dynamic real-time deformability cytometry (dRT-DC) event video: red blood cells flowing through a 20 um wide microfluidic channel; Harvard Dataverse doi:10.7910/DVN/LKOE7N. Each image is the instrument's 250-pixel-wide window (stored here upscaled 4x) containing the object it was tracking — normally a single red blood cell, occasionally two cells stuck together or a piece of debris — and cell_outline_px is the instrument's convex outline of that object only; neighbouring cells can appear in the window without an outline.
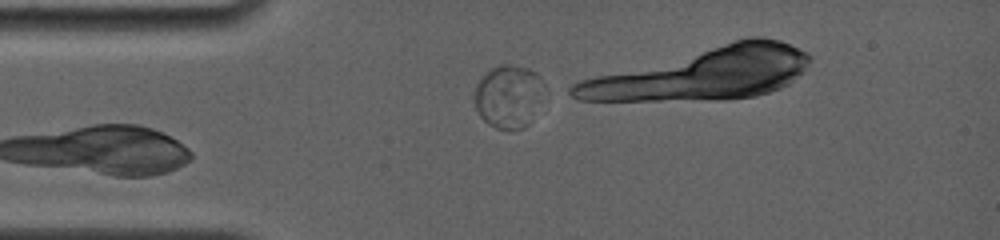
{"species": "common noctule bat (a hibernating species)", "species_latin": "Nyctalus noctula", "temperature_condition": "room temperature", "stored_images_in_passage": 9, "segment_of_instrument_passage": [1, 2], "camera_frame_rate_fps": 4000, "um_per_image_px": 0.085, "animal": {"sex": "female", "body_mass_g": 19.0, "forearm_length_mm": 56.7}, "frame": {"image": 1, "passage_image": 3, "time_ms": 0.5, "image_size_px": [1000, 240], "cell_outline_px": [[544, 84], [528, 124], [524, 128], [508, 132], [496, 128], [488, 124], [480, 116], [476, 108], [472, 96], [476, 84], [492, 68], [504, 64], [508, 64], [528, 68], [536, 72], [540, 76]], "centroid_in_image_um": [43.16, 8.21], "position_along_channel_um": 41.8, "area_um2": 25.37}}
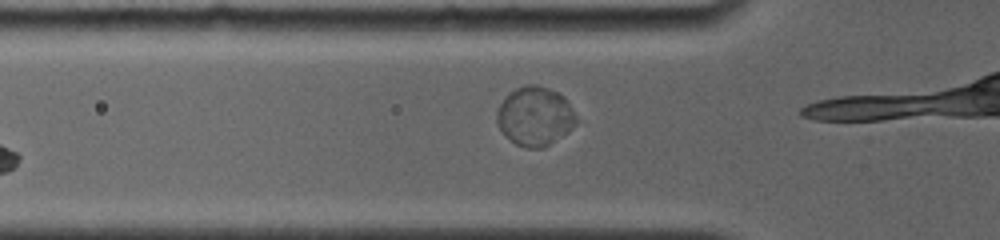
{"frame": {"image": 2, "passage_image": 7, "time_ms": 2.0, "image_size_px": [1000, 240], "cell_outline_px": [[576, 124], [568, 132], [544, 148], [524, 148], [516, 144], [504, 136], [496, 120], [496, 108], [504, 96], [516, 88], [524, 84], [536, 84], [548, 88], [564, 96], [568, 100], [576, 116]], "centroid_in_image_um": [45.45, 9.87], "position_along_channel_um": 80.4, "area_um2": 27.74}}